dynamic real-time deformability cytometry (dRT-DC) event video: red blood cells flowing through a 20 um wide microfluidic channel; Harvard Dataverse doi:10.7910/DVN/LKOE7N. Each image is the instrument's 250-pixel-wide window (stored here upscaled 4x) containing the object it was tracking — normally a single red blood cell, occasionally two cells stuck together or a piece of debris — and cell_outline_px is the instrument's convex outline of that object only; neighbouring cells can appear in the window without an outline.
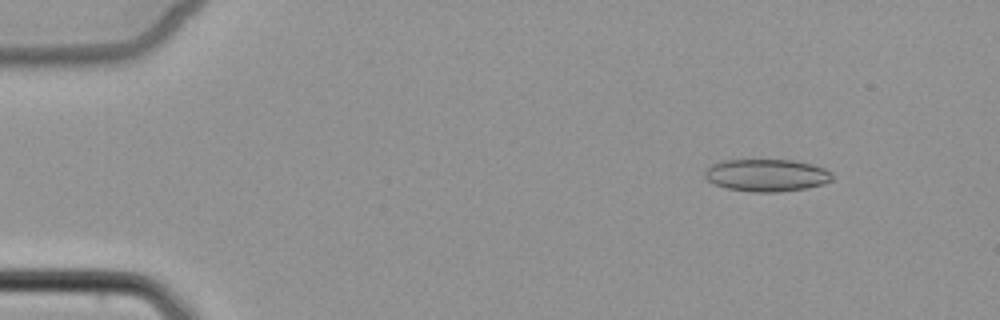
{"species": "common noctule bat (a hibernating species)", "species_latin": "Nyctalus noctula", "temperature_condition": "cold", "stored_images_in_passage": 6, "camera_frame_rate_fps": 3000, "um_per_image_px": 0.085, "animal": {"sex": "female", "body_mass_g": 22.7, "forearm_length_mm": 54.2}, "frame": {"image": 1, "passage_image": 2, "time_ms": 1.333, "image_size_px": [1000, 320], "cell_outline_px": [[832, 180], [824, 184], [808, 188], [776, 192], [752, 192], [728, 188], [716, 184], [708, 180], [704, 176], [704, 172], [712, 164], [720, 160], [796, 160], [812, 164], [824, 168], [832, 172]], "centroid_in_image_um": [65.19, 14.89], "position_along_channel_um": 19.8, "area_um2": 24.1}}
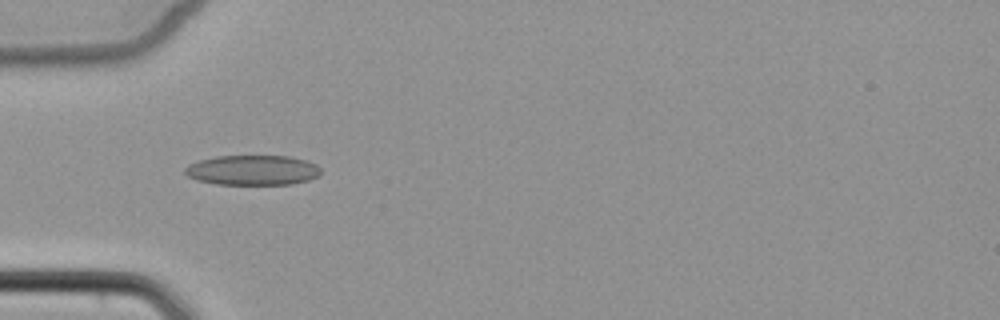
{"frame": {"image": 2, "passage_image": 5, "time_ms": 5.0, "image_size_px": [1000, 320], "cell_outline_px": [[320, 172], [316, 176], [308, 180], [292, 184], [216, 184], [196, 180], [188, 176], [184, 172], [184, 168], [188, 164], [200, 160], [216, 156], [288, 156], [304, 160], [316, 164], [320, 168]], "centroid_in_image_um": [21.43, 14.46], "position_along_channel_um": 63.6, "area_um2": 23.64}}
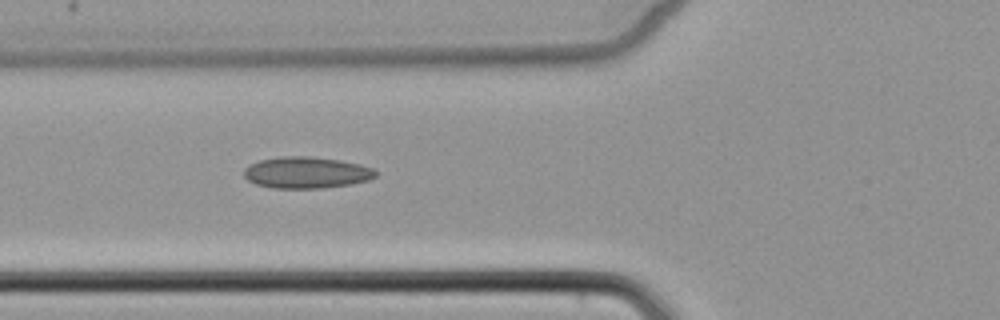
{"frame": {"image": 3, "passage_image": 6, "time_ms": 6.0, "image_size_px": [1000, 320], "cell_outline_px": [[376, 176], [368, 180], [352, 184], [320, 188], [272, 188], [256, 184], [248, 180], [244, 176], [244, 168], [248, 164], [260, 160], [280, 156], [312, 156], [340, 160], [360, 164], [372, 168], [376, 172]], "centroid_in_image_um": [26.02, 14.66], "position_along_channel_um": 99.8, "area_um2": 24.28}}